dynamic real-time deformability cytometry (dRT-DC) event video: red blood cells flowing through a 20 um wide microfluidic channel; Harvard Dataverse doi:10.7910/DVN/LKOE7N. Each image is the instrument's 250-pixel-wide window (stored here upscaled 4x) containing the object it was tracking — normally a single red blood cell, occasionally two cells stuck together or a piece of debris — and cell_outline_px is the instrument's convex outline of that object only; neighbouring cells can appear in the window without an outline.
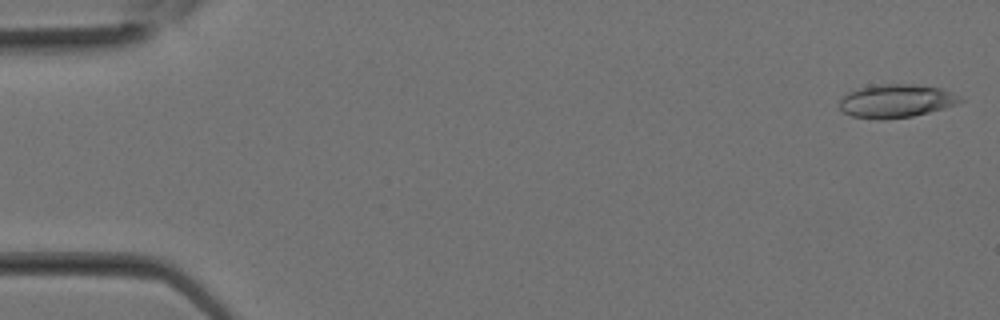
{"species": "Egyptian fruit bat (a non-hibernating species)", "species_latin": "Rousettus aegyptiacus", "temperature_condition": "room temperature", "stored_images_in_passage": 14, "camera_frame_rate_fps": 3000, "um_per_image_px": 0.085, "animal": {"sex": "female"}, "frame": {"image": 1, "passage_image": 1, "time_ms": 0.0, "image_size_px": [1000, 320], "cell_outline_px": [[964, 100], [956, 104], [944, 108], [912, 116], [884, 120], [880, 120], [852, 116], [844, 112], [840, 108], [840, 100], [848, 92], [860, 88], [880, 84], [916, 84], [940, 88], [952, 92], [960, 96]], "centroid_in_image_um": [76.19, 8.58], "position_along_channel_um": 8.8, "area_um2": 23.35}}
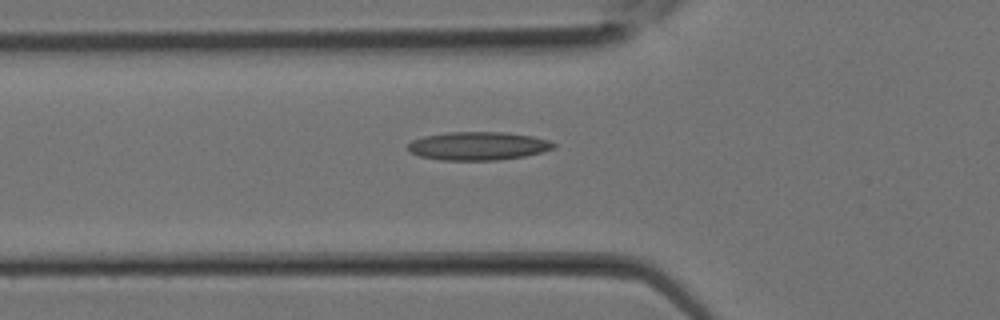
{"frame": {"image": 2, "passage_image": 10, "time_ms": 3.0, "image_size_px": [1000, 320], "cell_outline_px": [[556, 144], [552, 148], [540, 152], [524, 156], [496, 160], [440, 160], [420, 156], [408, 152], [408, 144], [412, 140], [424, 136], [448, 132], [504, 132], [532, 136], [548, 140]], "centroid_in_image_um": [40.59, 12.4], "position_along_channel_um": 85.2, "area_um2": 23.93}}
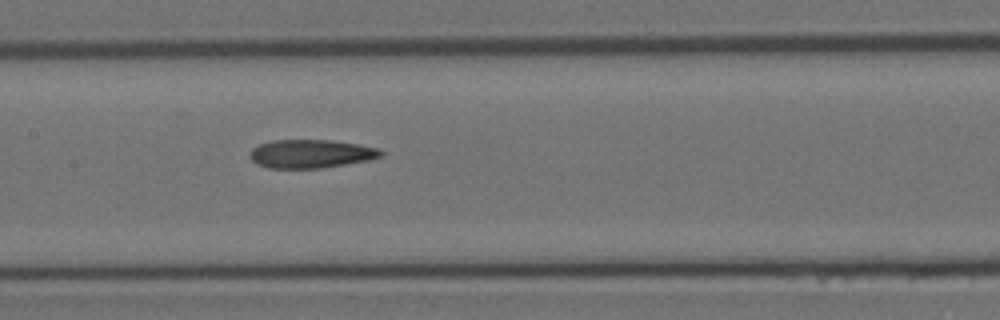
{"frame": {"image": 3, "passage_image": 14, "time_ms": 4.333, "image_size_px": [1000, 320], "cell_outline_px": [[384, 152], [380, 156], [368, 160], [320, 168], [268, 168], [256, 164], [248, 156], [248, 152], [252, 148], [260, 144], [272, 140], [328, 140], [356, 144], [380, 148]], "centroid_in_image_um": [26.37, 13.07], "position_along_channel_um": 181.0, "area_um2": 21.68}}